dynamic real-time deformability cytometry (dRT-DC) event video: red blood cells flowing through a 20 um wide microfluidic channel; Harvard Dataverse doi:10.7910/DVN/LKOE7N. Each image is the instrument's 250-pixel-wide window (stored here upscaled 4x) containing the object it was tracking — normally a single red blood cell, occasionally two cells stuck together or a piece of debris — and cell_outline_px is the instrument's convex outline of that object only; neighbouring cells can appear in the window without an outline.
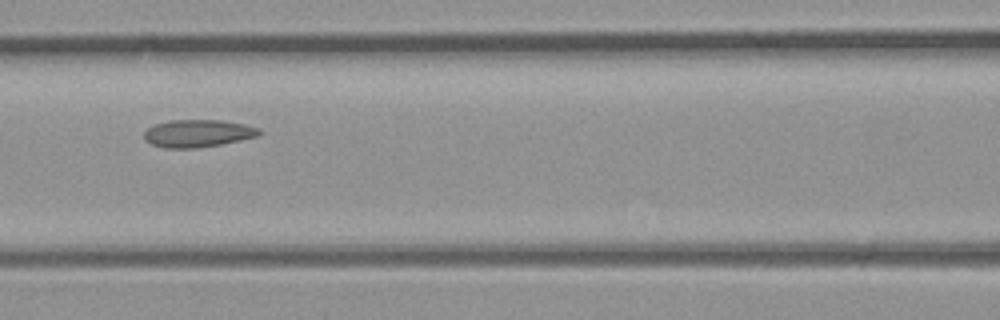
{"species": "common noctule bat (a hibernating species)", "species_latin": "Nyctalus noctula", "temperature_condition": "room temperature", "stored_images_in_passage": 3, "camera_frame_rate_fps": 3000, "um_per_image_px": 0.085, "animal": {"sex": "male", "body_mass_g": 23.1, "forearm_length_mm": 52.7}, "frame": {"image": 1, "passage_image": 3, "time_ms": 0.667, "image_size_px": [1000, 320], "cell_outline_px": [[264, 132], [260, 136], [220, 144], [196, 148], [164, 148], [152, 144], [144, 140], [144, 132], [148, 128], [156, 124], [168, 120], [220, 120], [244, 124], [260, 128]], "centroid_in_image_um": [16.84, 11.33], "position_along_channel_um": 149.8, "area_um2": 18.55}}